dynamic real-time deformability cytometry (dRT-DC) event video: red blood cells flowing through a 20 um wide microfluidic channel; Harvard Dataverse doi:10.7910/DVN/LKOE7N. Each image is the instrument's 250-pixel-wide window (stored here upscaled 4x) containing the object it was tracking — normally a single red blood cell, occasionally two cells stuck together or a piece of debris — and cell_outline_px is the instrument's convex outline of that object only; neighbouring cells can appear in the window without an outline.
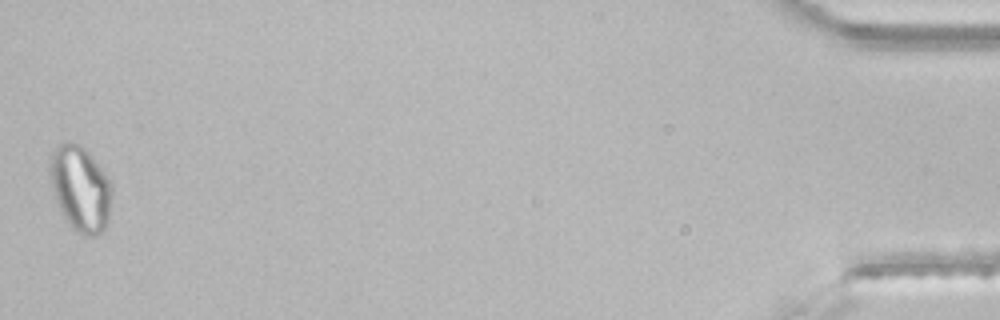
{"species": "common noctule bat (a hibernating species)", "species_latin": "Nyctalus noctula", "temperature_condition": "room temperature", "stored_images_in_passage": 42, "segment_of_instrument_passage": [2, 2], "camera_frame_rate_fps": 3000, "um_per_image_px": 0.085, "animal": {"sex": "male", "body_mass_g": 21.5, "forearm_length_mm": 52.0}, "frame": {"image": 1, "passage_image": 42, "time_ms": 13.667, "image_size_px": [1000, 320], "cell_outline_px": [[112, 196], [108, 220], [104, 228], [96, 236], [84, 236], [76, 232], [72, 228], [64, 216], [56, 200], [52, 184], [52, 152], [64, 140], [72, 140], [80, 144], [104, 168], [112, 184]], "centroid_in_image_um": [6.9, 16.01], "position_along_channel_um": 428.3, "area_um2": 30.75}}